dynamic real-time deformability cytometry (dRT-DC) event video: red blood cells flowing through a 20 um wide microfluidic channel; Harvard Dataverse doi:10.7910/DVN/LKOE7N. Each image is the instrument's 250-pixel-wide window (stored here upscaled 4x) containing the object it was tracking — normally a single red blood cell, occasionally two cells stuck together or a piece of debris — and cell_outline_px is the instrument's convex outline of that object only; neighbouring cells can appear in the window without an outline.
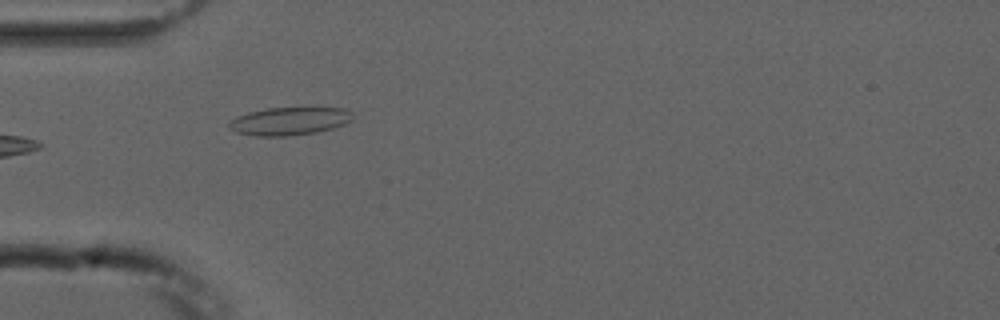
{"species": "common noctule bat (a hibernating species)", "species_latin": "Nyctalus noctula", "temperature_condition": "cold", "stored_images_in_passage": 2, "camera_frame_rate_fps": 3000, "um_per_image_px": 0.085, "animal": {"sex": "male", "forearm_length_mm": 52.5}, "frame": {"image": 1, "passage_image": 1, "time_ms": 0.0, "image_size_px": [1000, 320], "cell_outline_px": [[352, 120], [344, 124], [332, 128], [316, 132], [284, 136], [256, 136], [236, 132], [228, 128], [228, 124], [236, 116], [248, 112], [268, 108], [304, 104], [344, 108], [352, 112]], "centroid_in_image_um": [24.65, 10.23], "position_along_channel_um": 60.4, "area_um2": 21.1}}